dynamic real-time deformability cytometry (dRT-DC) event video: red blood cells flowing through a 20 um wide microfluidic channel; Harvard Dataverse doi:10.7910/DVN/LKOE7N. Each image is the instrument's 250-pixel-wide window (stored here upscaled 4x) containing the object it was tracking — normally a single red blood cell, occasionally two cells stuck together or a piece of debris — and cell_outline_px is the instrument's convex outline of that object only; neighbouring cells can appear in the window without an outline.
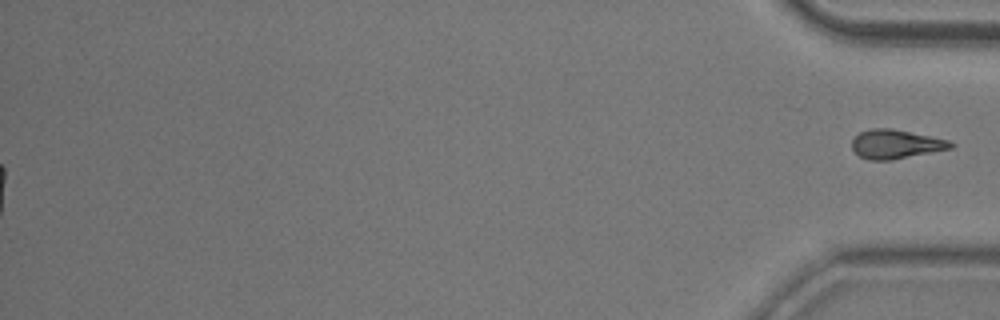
{"species": "common noctule bat (a hibernating species)", "species_latin": "Nyctalus noctula", "temperature_condition": "room temperature", "stored_images_in_passage": 49, "segment_of_instrument_passage": [2, 2], "camera_frame_rate_fps": 3000, "um_per_image_px": 0.085, "animal": {"sex": "male", "body_mass_g": 20.5, "forearm_length_mm": 52.5}, "frame": {"image": 1, "passage_image": 49, "time_ms": 16.0, "image_size_px": [1000, 320], "cell_outline_px": [[956, 144], [952, 148], [892, 160], [868, 160], [860, 156], [852, 148], [852, 140], [860, 132], [872, 128], [892, 128], [948, 140]], "centroid_in_image_um": [76.14, 12.25], "position_along_channel_um": 359.1, "area_um2": 16.59}}